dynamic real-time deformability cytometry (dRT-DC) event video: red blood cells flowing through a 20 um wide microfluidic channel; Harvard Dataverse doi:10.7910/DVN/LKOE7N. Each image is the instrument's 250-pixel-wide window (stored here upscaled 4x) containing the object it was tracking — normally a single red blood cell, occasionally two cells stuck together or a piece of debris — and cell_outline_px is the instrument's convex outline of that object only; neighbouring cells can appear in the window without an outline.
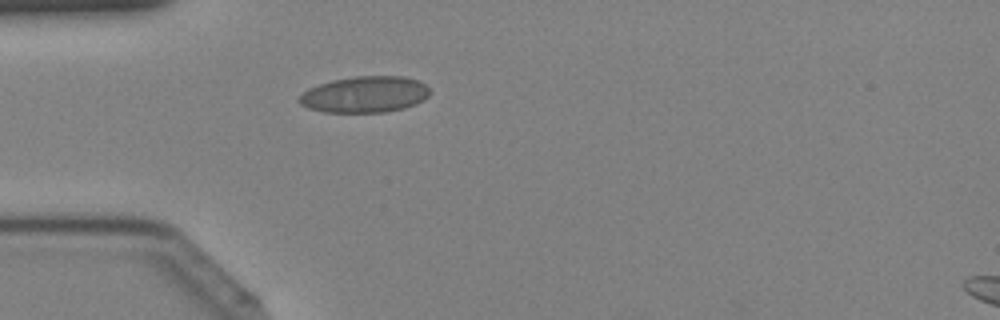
{"species": "Egyptian fruit bat (a non-hibernating species)", "species_latin": "Rousettus aegyptiacus", "temperature_condition": "cold", "stored_images_in_passage": 40, "camera_frame_rate_fps": 3000, "um_per_image_px": 0.085, "animal": {"sex": "female"}, "frame": {"image": 1, "passage_image": 10, "time_ms": 3.0, "image_size_px": [1000, 320], "cell_outline_px": [[432, 92], [424, 100], [416, 104], [404, 108], [384, 112], [324, 112], [308, 108], [300, 104], [300, 96], [308, 88], [332, 80], [356, 76], [404, 76], [420, 80]], "centroid_in_image_um": [31.05, 8.02], "position_along_channel_um": 53.9, "area_um2": 27.69}}
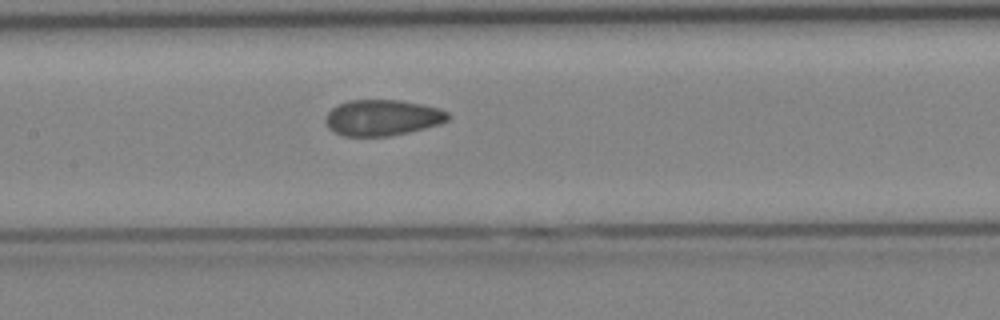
{"frame": {"image": 2, "passage_image": 18, "time_ms": 5.667, "image_size_px": [1000, 320], "cell_outline_px": [[452, 116], [448, 120], [440, 124], [408, 132], [388, 136], [344, 136], [332, 132], [328, 128], [324, 120], [324, 116], [332, 108], [348, 100], [400, 100], [440, 108], [448, 112]], "centroid_in_image_um": [32.49, 10.0], "position_along_channel_um": 174.9, "area_um2": 25.84}}
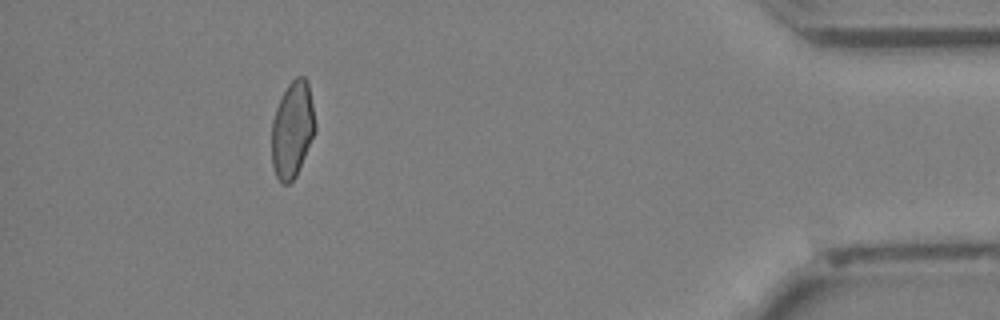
{"frame": {"image": 3, "passage_image": 36, "time_ms": 11.667, "image_size_px": [1000, 320], "cell_outline_px": [[316, 132], [296, 176], [288, 184], [280, 184], [276, 176], [272, 164], [272, 120], [276, 108], [288, 84], [296, 76], [304, 76], [308, 84], [316, 124]], "centroid_in_image_um": [24.86, 11.04], "position_along_channel_um": 410.3, "area_um2": 24.45}}